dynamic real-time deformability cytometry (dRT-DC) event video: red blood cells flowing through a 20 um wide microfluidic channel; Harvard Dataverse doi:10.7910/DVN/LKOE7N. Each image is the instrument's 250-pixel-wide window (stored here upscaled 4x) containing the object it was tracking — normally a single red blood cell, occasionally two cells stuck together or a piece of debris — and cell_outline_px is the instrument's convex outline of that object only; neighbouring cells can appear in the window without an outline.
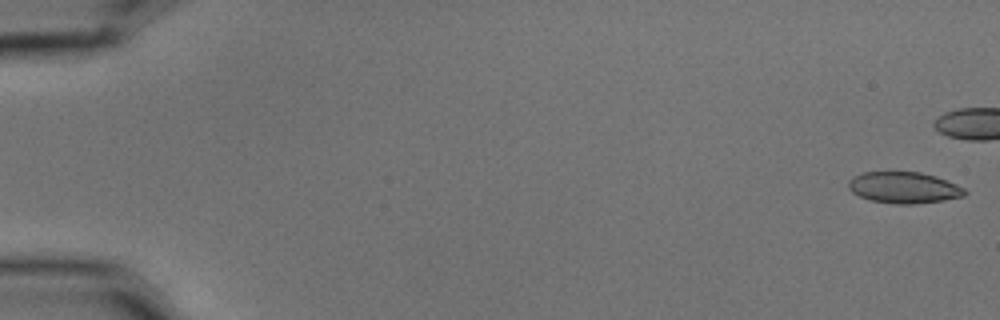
{"species": "common noctule bat (a hibernating species)", "species_latin": "Nyctalus noctula", "temperature_condition": "cold", "stored_images_in_passage": 46, "camera_frame_rate_fps": 3000, "um_per_image_px": 0.085, "animal": {"sex": "male", "body_mass_g": 15.6}, "frame": {"image": 1, "passage_image": 1, "time_ms": 0.0, "image_size_px": [1000, 320], "cell_outline_px": [[968, 192], [964, 196], [944, 200], [912, 204], [896, 204], [872, 200], [860, 196], [852, 192], [848, 188], [848, 180], [852, 176], [864, 172], [920, 172], [936, 176], [956, 184], [964, 188]], "centroid_in_image_um": [76.83, 15.94], "position_along_channel_um": 8.2, "area_um2": 21.21}}
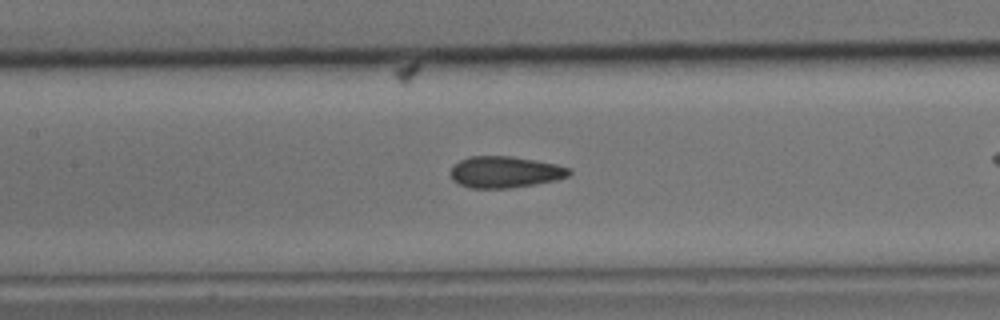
{"frame": {"image": 2, "passage_image": 27, "time_ms": 8.667, "image_size_px": [1000, 320], "cell_outline_px": [[572, 172], [568, 176], [556, 180], [536, 184], [512, 188], [472, 188], [460, 184], [452, 180], [448, 172], [460, 160], [468, 156], [512, 156], [536, 160], [556, 164], [572, 168]], "centroid_in_image_um": [42.94, 14.62], "position_along_channel_um": 164.5, "area_um2": 21.96}}
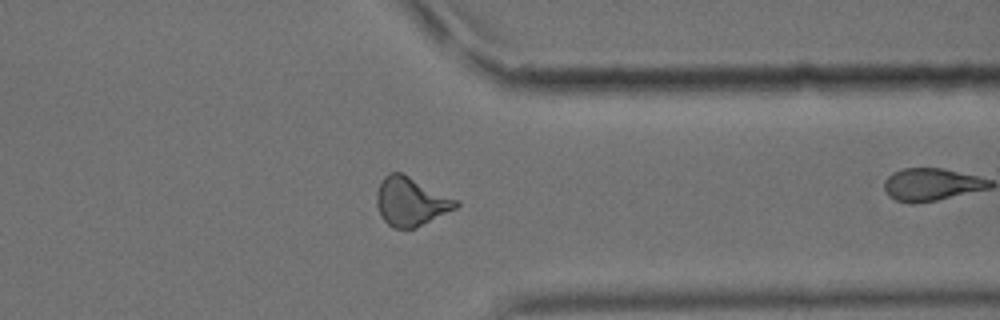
{"frame": {"image": 3, "passage_image": 45, "time_ms": 14.667, "image_size_px": [1000, 320], "cell_outline_px": [[460, 204], [456, 208], [416, 228], [392, 228], [380, 216], [376, 204], [376, 192], [384, 176], [392, 172], [400, 172], [460, 200]], "centroid_in_image_um": [34.92, 17.14], "position_along_channel_um": 376.5, "area_um2": 22.54}}